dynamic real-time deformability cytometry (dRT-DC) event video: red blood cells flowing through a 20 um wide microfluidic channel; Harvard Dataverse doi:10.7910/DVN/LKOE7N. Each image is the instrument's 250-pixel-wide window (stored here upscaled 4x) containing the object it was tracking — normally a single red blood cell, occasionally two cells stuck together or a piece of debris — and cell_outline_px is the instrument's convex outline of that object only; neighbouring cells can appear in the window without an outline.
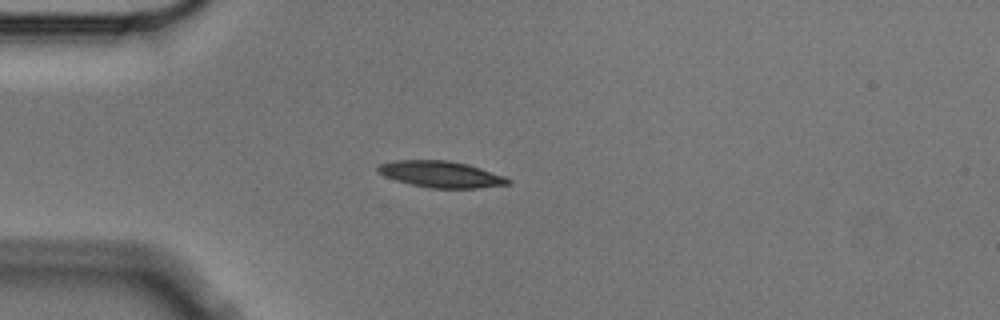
{"species": "Egyptian fruit bat (a non-hibernating species)", "species_latin": "Rousettus aegyptiacus", "temperature_condition": "cold", "stored_images_in_passage": 4, "camera_frame_rate_fps": 3000, "um_per_image_px": 0.085, "animal": {"sex": "male"}, "frame": {"image": 1, "passage_image": 3, "time_ms": 0.667, "image_size_px": [1000, 320], "cell_outline_px": [[512, 184], [480, 188], [428, 188], [396, 180], [384, 176], [376, 172], [376, 164], [396, 160], [448, 160], [468, 164], [504, 176], [512, 180]], "centroid_in_image_um": [37.46, 14.81], "position_along_channel_um": 47.5, "area_um2": 20.23}}